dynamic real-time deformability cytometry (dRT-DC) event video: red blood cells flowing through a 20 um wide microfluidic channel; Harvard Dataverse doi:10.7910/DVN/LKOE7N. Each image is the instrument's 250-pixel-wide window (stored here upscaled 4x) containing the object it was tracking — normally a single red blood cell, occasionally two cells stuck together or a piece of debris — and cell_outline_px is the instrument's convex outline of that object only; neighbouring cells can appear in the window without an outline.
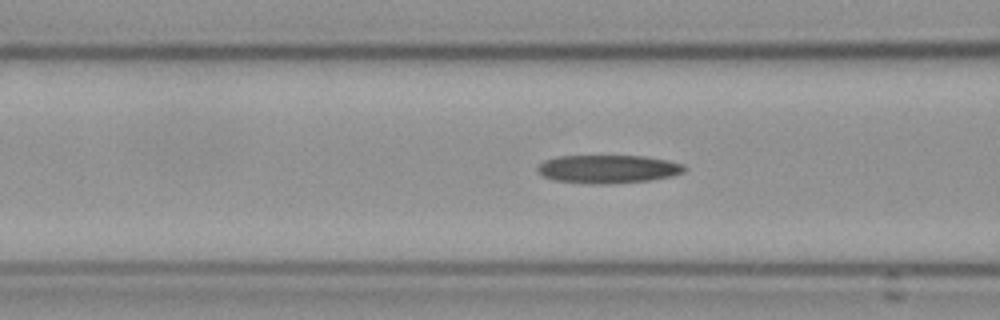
{"species": "Egyptian fruit bat (a non-hibernating species)", "species_latin": "Rousettus aegyptiacus", "temperature_condition": "cold", "stored_images_in_passage": 35, "camera_frame_rate_fps": 3000, "um_per_image_px": 0.085, "frame": {"image": 1, "passage_image": 11, "time_ms": 3.333, "image_size_px": [1000, 320], "cell_outline_px": [[688, 168], [684, 172], [668, 176], [648, 180], [600, 184], [592, 184], [556, 180], [544, 176], [536, 168], [544, 160], [560, 156], [644, 156], [668, 160], [684, 164]], "centroid_in_image_um": [51.7, 14.35], "position_along_channel_um": 114.9, "area_um2": 23.87}}